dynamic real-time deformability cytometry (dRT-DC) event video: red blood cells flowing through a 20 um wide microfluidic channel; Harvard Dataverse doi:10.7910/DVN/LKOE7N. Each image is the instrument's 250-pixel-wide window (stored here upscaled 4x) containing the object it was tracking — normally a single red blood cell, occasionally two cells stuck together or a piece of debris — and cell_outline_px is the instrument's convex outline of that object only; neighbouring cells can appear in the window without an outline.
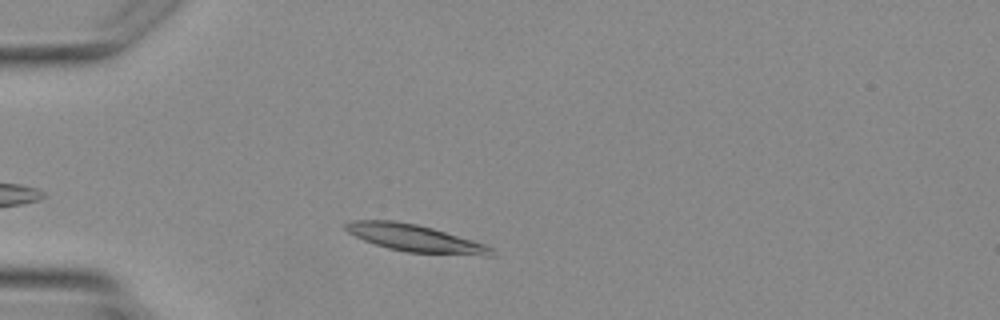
{"species": "Egyptian fruit bat (a non-hibernating species)", "species_latin": "Rousettus aegyptiacus", "temperature_condition": "warm", "stored_images_in_passage": 2, "camera_frame_rate_fps": 3000, "um_per_image_px": 0.085, "animal": {"sex": "female"}, "frame": {"image": 1, "passage_image": 2, "time_ms": 1.0, "image_size_px": [1000, 320], "cell_outline_px": [[492, 256], [484, 256], [408, 252], [388, 248], [364, 240], [348, 232], [344, 228], [344, 224], [352, 220], [392, 220], [416, 224], [432, 228], [484, 244], [492, 248]], "centroid_in_image_um": [35.25, 20.24], "position_along_channel_um": 49.7, "area_um2": 22.72}}